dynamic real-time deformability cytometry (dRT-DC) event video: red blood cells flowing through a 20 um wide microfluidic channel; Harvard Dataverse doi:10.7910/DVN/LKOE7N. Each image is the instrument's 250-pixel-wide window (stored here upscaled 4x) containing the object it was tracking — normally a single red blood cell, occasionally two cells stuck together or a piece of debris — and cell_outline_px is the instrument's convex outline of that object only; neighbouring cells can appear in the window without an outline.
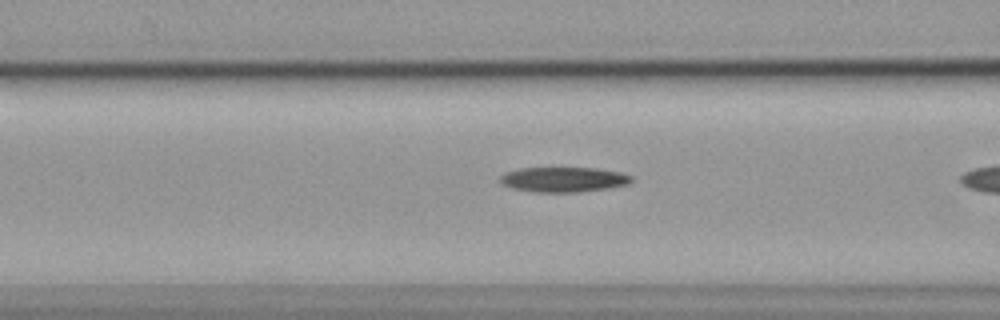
{"species": "common noctule bat (a hibernating species)", "species_latin": "Nyctalus noctula", "temperature_condition": "cold", "stored_images_in_passage": 9, "camera_frame_rate_fps": 3000, "um_per_image_px": 0.085, "animal": {"sex": "female", "body_mass_g": 19.9}, "frame": {"image": 1, "passage_image": 8, "time_ms": 2.333, "image_size_px": [1000, 320], "cell_outline_px": [[632, 180], [628, 184], [608, 188], [576, 192], [536, 192], [512, 188], [500, 184], [500, 176], [504, 172], [520, 168], [596, 168], [620, 172], [632, 176]], "centroid_in_image_um": [47.87, 15.25], "position_along_channel_um": 118.7, "area_um2": 19.13}}